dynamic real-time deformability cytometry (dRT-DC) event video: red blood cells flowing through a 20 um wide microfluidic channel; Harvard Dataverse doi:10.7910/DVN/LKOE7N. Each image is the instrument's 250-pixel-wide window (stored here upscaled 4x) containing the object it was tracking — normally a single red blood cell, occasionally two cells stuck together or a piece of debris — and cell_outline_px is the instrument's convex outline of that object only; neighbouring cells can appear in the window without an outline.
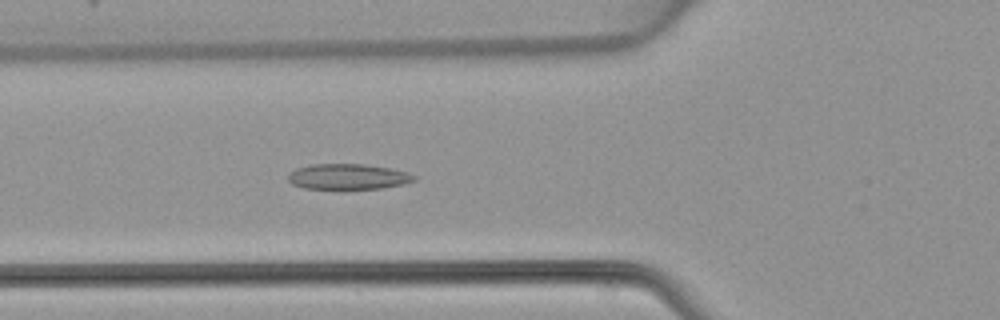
{"species": "common noctule bat (a hibernating species)", "species_latin": "Nyctalus noctula", "temperature_condition": "warm", "stored_images_in_passage": 35, "camera_frame_rate_fps": 3000, "um_per_image_px": 0.085, "animal": {"sex": "female", "body_mass_g": 22.7, "forearm_length_mm": 54.2}, "frame": {"image": 1, "passage_image": 5, "time_ms": 1.333, "image_size_px": [1000, 320], "cell_outline_px": [[416, 180], [404, 184], [384, 188], [304, 188], [292, 184], [288, 180], [288, 172], [296, 168], [312, 164], [364, 164], [388, 168], [408, 172], [416, 176]], "centroid_in_image_um": [29.57, 15.0], "position_along_channel_um": 96.2, "area_um2": 18.67}}
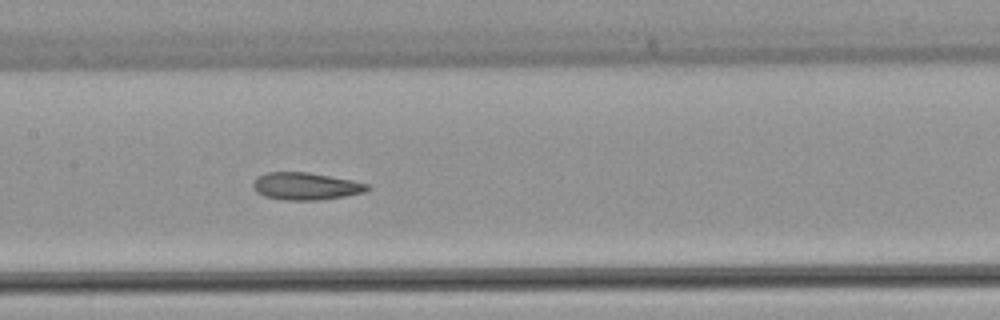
{"frame": {"image": 2, "passage_image": 11, "time_ms": 3.333, "image_size_px": [1000, 320], "cell_outline_px": [[372, 188], [364, 192], [344, 196], [316, 200], [284, 200], [264, 196], [256, 192], [252, 184], [256, 176], [268, 172], [308, 172], [352, 180], [368, 184]], "centroid_in_image_um": [25.97, 15.82], "position_along_channel_um": 181.4, "area_um2": 18.21}}
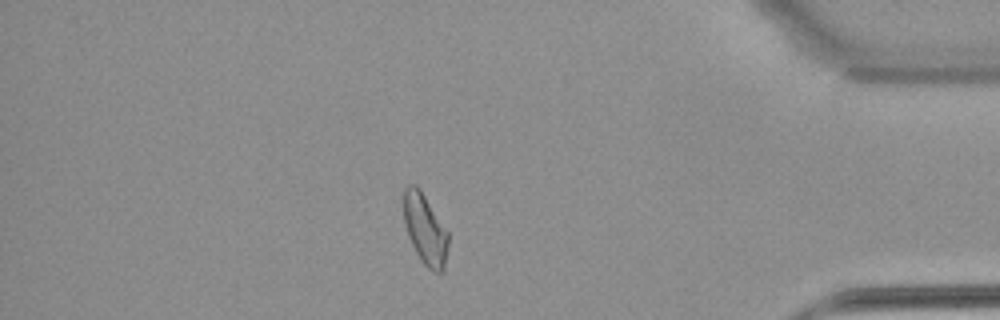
{"frame": {"image": 3, "passage_image": 29, "time_ms": 9.333, "image_size_px": [1000, 320], "cell_outline_px": [[448, 248], [444, 272], [432, 272], [424, 264], [416, 252], [408, 236], [404, 220], [404, 188], [408, 184], [416, 184], [420, 188], [448, 232]], "centroid_in_image_um": [36.14, 19.49], "position_along_channel_um": 399.1, "area_um2": 18.32}}